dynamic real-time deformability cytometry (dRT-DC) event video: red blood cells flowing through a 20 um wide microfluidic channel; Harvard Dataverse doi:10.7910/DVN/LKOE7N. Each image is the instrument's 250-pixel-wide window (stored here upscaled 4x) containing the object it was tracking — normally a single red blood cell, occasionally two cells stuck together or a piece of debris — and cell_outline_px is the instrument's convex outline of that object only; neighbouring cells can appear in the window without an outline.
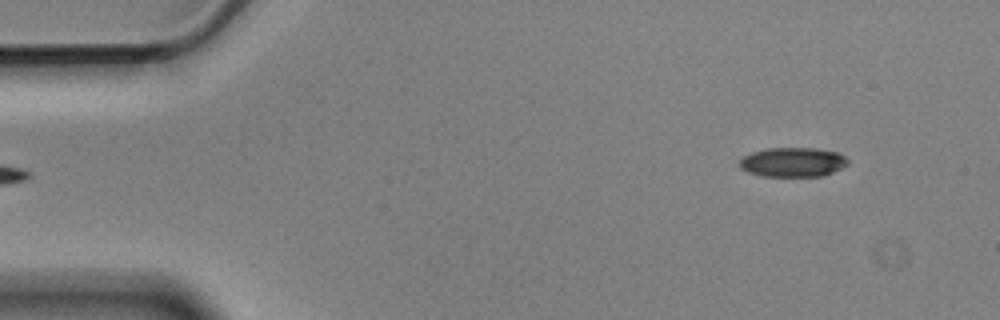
{"species": "Egyptian fruit bat (a non-hibernating species)", "species_latin": "Rousettus aegyptiacus", "temperature_condition": "cold", "stored_images_in_passage": 6, "segment_of_instrument_passage": [2, 2], "camera_frame_rate_fps": 3000, "um_per_image_px": 0.085, "animal": {"sex": "male"}, "frame": {"image": 1, "passage_image": 6, "time_ms": 1.667, "image_size_px": [1000, 320], "cell_outline_px": [[848, 164], [824, 176], [760, 176], [748, 172], [740, 168], [740, 160], [744, 156], [752, 152], [768, 148], [816, 148], [836, 152], [844, 156], [848, 160]], "centroid_in_image_um": [67.38, 13.78], "position_along_channel_um": 17.6, "area_um2": 18.5}}